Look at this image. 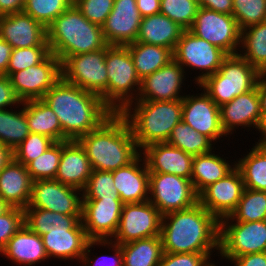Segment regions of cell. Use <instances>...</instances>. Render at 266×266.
Here are the masks:
<instances>
[{"mask_svg": "<svg viewBox=\"0 0 266 266\" xmlns=\"http://www.w3.org/2000/svg\"><path fill=\"white\" fill-rule=\"evenodd\" d=\"M105 63L108 76L107 107L113 113H121L137 100L141 80L126 46L107 45Z\"/></svg>", "mask_w": 266, "mask_h": 266, "instance_id": "6", "label": "cell"}, {"mask_svg": "<svg viewBox=\"0 0 266 266\" xmlns=\"http://www.w3.org/2000/svg\"><path fill=\"white\" fill-rule=\"evenodd\" d=\"M95 245H100L101 247L104 246L105 248L107 247V249L109 248L108 250H111L112 248L114 253L113 255H101L99 257L94 255L96 259L90 257L92 251L91 249ZM81 263L83 264L82 266H123L122 247L112 240H89L80 264Z\"/></svg>", "mask_w": 266, "mask_h": 266, "instance_id": "47", "label": "cell"}, {"mask_svg": "<svg viewBox=\"0 0 266 266\" xmlns=\"http://www.w3.org/2000/svg\"><path fill=\"white\" fill-rule=\"evenodd\" d=\"M111 172L124 204L149 201V171L141 153L131 163Z\"/></svg>", "mask_w": 266, "mask_h": 266, "instance_id": "24", "label": "cell"}, {"mask_svg": "<svg viewBox=\"0 0 266 266\" xmlns=\"http://www.w3.org/2000/svg\"><path fill=\"white\" fill-rule=\"evenodd\" d=\"M228 55L205 39L185 30L173 51V59L186 69H199V75L194 76V84H200L207 76L214 74ZM188 67V68H187ZM186 68V69H185Z\"/></svg>", "mask_w": 266, "mask_h": 266, "instance_id": "10", "label": "cell"}, {"mask_svg": "<svg viewBox=\"0 0 266 266\" xmlns=\"http://www.w3.org/2000/svg\"><path fill=\"white\" fill-rule=\"evenodd\" d=\"M106 47L66 57L61 62L62 78L71 84L99 95L107 106Z\"/></svg>", "mask_w": 266, "mask_h": 266, "instance_id": "8", "label": "cell"}, {"mask_svg": "<svg viewBox=\"0 0 266 266\" xmlns=\"http://www.w3.org/2000/svg\"><path fill=\"white\" fill-rule=\"evenodd\" d=\"M266 220V191L244 190L236 209L219 221L254 222Z\"/></svg>", "mask_w": 266, "mask_h": 266, "instance_id": "39", "label": "cell"}, {"mask_svg": "<svg viewBox=\"0 0 266 266\" xmlns=\"http://www.w3.org/2000/svg\"><path fill=\"white\" fill-rule=\"evenodd\" d=\"M149 173L174 174L191 180L194 156L167 142L154 143L141 150Z\"/></svg>", "mask_w": 266, "mask_h": 266, "instance_id": "23", "label": "cell"}, {"mask_svg": "<svg viewBox=\"0 0 266 266\" xmlns=\"http://www.w3.org/2000/svg\"><path fill=\"white\" fill-rule=\"evenodd\" d=\"M75 5L86 19L102 26L113 9L114 0H80Z\"/></svg>", "mask_w": 266, "mask_h": 266, "instance_id": "48", "label": "cell"}, {"mask_svg": "<svg viewBox=\"0 0 266 266\" xmlns=\"http://www.w3.org/2000/svg\"><path fill=\"white\" fill-rule=\"evenodd\" d=\"M201 8L232 15L233 0H198Z\"/></svg>", "mask_w": 266, "mask_h": 266, "instance_id": "53", "label": "cell"}, {"mask_svg": "<svg viewBox=\"0 0 266 266\" xmlns=\"http://www.w3.org/2000/svg\"><path fill=\"white\" fill-rule=\"evenodd\" d=\"M266 252V220L219 221V254L231 261L238 256Z\"/></svg>", "mask_w": 266, "mask_h": 266, "instance_id": "9", "label": "cell"}, {"mask_svg": "<svg viewBox=\"0 0 266 266\" xmlns=\"http://www.w3.org/2000/svg\"><path fill=\"white\" fill-rule=\"evenodd\" d=\"M80 0H69V2L72 4V5H75L76 3H78Z\"/></svg>", "mask_w": 266, "mask_h": 266, "instance_id": "61", "label": "cell"}, {"mask_svg": "<svg viewBox=\"0 0 266 266\" xmlns=\"http://www.w3.org/2000/svg\"><path fill=\"white\" fill-rule=\"evenodd\" d=\"M10 206L0 198V216L4 214Z\"/></svg>", "mask_w": 266, "mask_h": 266, "instance_id": "60", "label": "cell"}, {"mask_svg": "<svg viewBox=\"0 0 266 266\" xmlns=\"http://www.w3.org/2000/svg\"><path fill=\"white\" fill-rule=\"evenodd\" d=\"M26 120L30 133L50 137L55 142L62 141L58 117L42 99L26 101Z\"/></svg>", "mask_w": 266, "mask_h": 266, "instance_id": "33", "label": "cell"}, {"mask_svg": "<svg viewBox=\"0 0 266 266\" xmlns=\"http://www.w3.org/2000/svg\"><path fill=\"white\" fill-rule=\"evenodd\" d=\"M57 115L62 141H77L97 129L113 112L102 98L61 78L42 99Z\"/></svg>", "mask_w": 266, "mask_h": 266, "instance_id": "1", "label": "cell"}, {"mask_svg": "<svg viewBox=\"0 0 266 266\" xmlns=\"http://www.w3.org/2000/svg\"><path fill=\"white\" fill-rule=\"evenodd\" d=\"M161 0H136V6L141 17L151 16L160 13Z\"/></svg>", "mask_w": 266, "mask_h": 266, "instance_id": "54", "label": "cell"}, {"mask_svg": "<svg viewBox=\"0 0 266 266\" xmlns=\"http://www.w3.org/2000/svg\"><path fill=\"white\" fill-rule=\"evenodd\" d=\"M261 115L260 98L257 87L220 106L221 127L229 138V135H233L236 129L240 127L241 129H248V131H250L251 128L256 129Z\"/></svg>", "mask_w": 266, "mask_h": 266, "instance_id": "21", "label": "cell"}, {"mask_svg": "<svg viewBox=\"0 0 266 266\" xmlns=\"http://www.w3.org/2000/svg\"><path fill=\"white\" fill-rule=\"evenodd\" d=\"M149 194V201L162 215L199 202L192 181L174 174L149 173Z\"/></svg>", "mask_w": 266, "mask_h": 266, "instance_id": "11", "label": "cell"}, {"mask_svg": "<svg viewBox=\"0 0 266 266\" xmlns=\"http://www.w3.org/2000/svg\"><path fill=\"white\" fill-rule=\"evenodd\" d=\"M82 191L64 185L55 179L32 182L29 204L26 208L45 209L63 215L82 216Z\"/></svg>", "mask_w": 266, "mask_h": 266, "instance_id": "15", "label": "cell"}, {"mask_svg": "<svg viewBox=\"0 0 266 266\" xmlns=\"http://www.w3.org/2000/svg\"><path fill=\"white\" fill-rule=\"evenodd\" d=\"M238 54L260 73H266V21L241 30Z\"/></svg>", "mask_w": 266, "mask_h": 266, "instance_id": "34", "label": "cell"}, {"mask_svg": "<svg viewBox=\"0 0 266 266\" xmlns=\"http://www.w3.org/2000/svg\"><path fill=\"white\" fill-rule=\"evenodd\" d=\"M83 198H120L114 186L111 171L92 170L85 188Z\"/></svg>", "mask_w": 266, "mask_h": 266, "instance_id": "46", "label": "cell"}, {"mask_svg": "<svg viewBox=\"0 0 266 266\" xmlns=\"http://www.w3.org/2000/svg\"><path fill=\"white\" fill-rule=\"evenodd\" d=\"M25 0H0V16L23 12Z\"/></svg>", "mask_w": 266, "mask_h": 266, "instance_id": "56", "label": "cell"}, {"mask_svg": "<svg viewBox=\"0 0 266 266\" xmlns=\"http://www.w3.org/2000/svg\"><path fill=\"white\" fill-rule=\"evenodd\" d=\"M242 158H236L245 188L266 191V146L254 145Z\"/></svg>", "mask_w": 266, "mask_h": 266, "instance_id": "36", "label": "cell"}, {"mask_svg": "<svg viewBox=\"0 0 266 266\" xmlns=\"http://www.w3.org/2000/svg\"><path fill=\"white\" fill-rule=\"evenodd\" d=\"M209 266H216V265H215V263L212 262Z\"/></svg>", "mask_w": 266, "mask_h": 266, "instance_id": "62", "label": "cell"}, {"mask_svg": "<svg viewBox=\"0 0 266 266\" xmlns=\"http://www.w3.org/2000/svg\"><path fill=\"white\" fill-rule=\"evenodd\" d=\"M256 87L260 98L261 113L266 114V73H260Z\"/></svg>", "mask_w": 266, "mask_h": 266, "instance_id": "57", "label": "cell"}, {"mask_svg": "<svg viewBox=\"0 0 266 266\" xmlns=\"http://www.w3.org/2000/svg\"><path fill=\"white\" fill-rule=\"evenodd\" d=\"M77 141L85 149L92 170H117L141 153L131 128L120 113H113L97 129Z\"/></svg>", "mask_w": 266, "mask_h": 266, "instance_id": "3", "label": "cell"}, {"mask_svg": "<svg viewBox=\"0 0 266 266\" xmlns=\"http://www.w3.org/2000/svg\"><path fill=\"white\" fill-rule=\"evenodd\" d=\"M141 19L136 0H114L113 9L102 25L107 44L125 46L136 42Z\"/></svg>", "mask_w": 266, "mask_h": 266, "instance_id": "20", "label": "cell"}, {"mask_svg": "<svg viewBox=\"0 0 266 266\" xmlns=\"http://www.w3.org/2000/svg\"><path fill=\"white\" fill-rule=\"evenodd\" d=\"M199 5L193 0H161L160 13L183 29L189 30L195 20Z\"/></svg>", "mask_w": 266, "mask_h": 266, "instance_id": "42", "label": "cell"}, {"mask_svg": "<svg viewBox=\"0 0 266 266\" xmlns=\"http://www.w3.org/2000/svg\"><path fill=\"white\" fill-rule=\"evenodd\" d=\"M21 105L22 101L13 89L9 76L0 75V109H8L12 106L19 108Z\"/></svg>", "mask_w": 266, "mask_h": 266, "instance_id": "51", "label": "cell"}, {"mask_svg": "<svg viewBox=\"0 0 266 266\" xmlns=\"http://www.w3.org/2000/svg\"><path fill=\"white\" fill-rule=\"evenodd\" d=\"M61 154L62 141L55 142L41 156L31 161L26 167L32 181L55 179Z\"/></svg>", "mask_w": 266, "mask_h": 266, "instance_id": "40", "label": "cell"}, {"mask_svg": "<svg viewBox=\"0 0 266 266\" xmlns=\"http://www.w3.org/2000/svg\"><path fill=\"white\" fill-rule=\"evenodd\" d=\"M49 46L14 48L7 68V76L41 63L49 54Z\"/></svg>", "mask_w": 266, "mask_h": 266, "instance_id": "44", "label": "cell"}, {"mask_svg": "<svg viewBox=\"0 0 266 266\" xmlns=\"http://www.w3.org/2000/svg\"><path fill=\"white\" fill-rule=\"evenodd\" d=\"M184 31L179 24L158 13L141 19L136 42L167 47L173 52Z\"/></svg>", "mask_w": 266, "mask_h": 266, "instance_id": "29", "label": "cell"}, {"mask_svg": "<svg viewBox=\"0 0 266 266\" xmlns=\"http://www.w3.org/2000/svg\"><path fill=\"white\" fill-rule=\"evenodd\" d=\"M211 152L199 154L193 158L191 181L199 195L210 184L224 178L236 168V162L226 160L224 155ZM231 163V165H230Z\"/></svg>", "mask_w": 266, "mask_h": 266, "instance_id": "30", "label": "cell"}, {"mask_svg": "<svg viewBox=\"0 0 266 266\" xmlns=\"http://www.w3.org/2000/svg\"><path fill=\"white\" fill-rule=\"evenodd\" d=\"M230 262L234 266H266V252L238 256Z\"/></svg>", "mask_w": 266, "mask_h": 266, "instance_id": "52", "label": "cell"}, {"mask_svg": "<svg viewBox=\"0 0 266 266\" xmlns=\"http://www.w3.org/2000/svg\"><path fill=\"white\" fill-rule=\"evenodd\" d=\"M91 172L89 159L81 144L78 141H62V154L55 180L82 191Z\"/></svg>", "mask_w": 266, "mask_h": 266, "instance_id": "25", "label": "cell"}, {"mask_svg": "<svg viewBox=\"0 0 266 266\" xmlns=\"http://www.w3.org/2000/svg\"><path fill=\"white\" fill-rule=\"evenodd\" d=\"M123 266H158L164 254L160 236L120 244Z\"/></svg>", "mask_w": 266, "mask_h": 266, "instance_id": "35", "label": "cell"}, {"mask_svg": "<svg viewBox=\"0 0 266 266\" xmlns=\"http://www.w3.org/2000/svg\"><path fill=\"white\" fill-rule=\"evenodd\" d=\"M259 75L260 72L239 54L228 55L218 71L207 76L198 88L220 107L254 89Z\"/></svg>", "mask_w": 266, "mask_h": 266, "instance_id": "7", "label": "cell"}, {"mask_svg": "<svg viewBox=\"0 0 266 266\" xmlns=\"http://www.w3.org/2000/svg\"><path fill=\"white\" fill-rule=\"evenodd\" d=\"M41 238L49 259H75L79 263L89 242L85 229L50 230Z\"/></svg>", "mask_w": 266, "mask_h": 266, "instance_id": "28", "label": "cell"}, {"mask_svg": "<svg viewBox=\"0 0 266 266\" xmlns=\"http://www.w3.org/2000/svg\"><path fill=\"white\" fill-rule=\"evenodd\" d=\"M124 203L120 198H83L81 222L89 240H111Z\"/></svg>", "mask_w": 266, "mask_h": 266, "instance_id": "16", "label": "cell"}, {"mask_svg": "<svg viewBox=\"0 0 266 266\" xmlns=\"http://www.w3.org/2000/svg\"><path fill=\"white\" fill-rule=\"evenodd\" d=\"M12 50V46L0 37V75L7 76V68Z\"/></svg>", "mask_w": 266, "mask_h": 266, "instance_id": "55", "label": "cell"}, {"mask_svg": "<svg viewBox=\"0 0 266 266\" xmlns=\"http://www.w3.org/2000/svg\"><path fill=\"white\" fill-rule=\"evenodd\" d=\"M50 52L62 62L66 57L105 48L102 26L86 19L76 5H71L47 28Z\"/></svg>", "mask_w": 266, "mask_h": 266, "instance_id": "4", "label": "cell"}, {"mask_svg": "<svg viewBox=\"0 0 266 266\" xmlns=\"http://www.w3.org/2000/svg\"><path fill=\"white\" fill-rule=\"evenodd\" d=\"M0 254L18 266H35L49 261L41 236L25 224L9 239Z\"/></svg>", "mask_w": 266, "mask_h": 266, "instance_id": "26", "label": "cell"}, {"mask_svg": "<svg viewBox=\"0 0 266 266\" xmlns=\"http://www.w3.org/2000/svg\"><path fill=\"white\" fill-rule=\"evenodd\" d=\"M160 237L164 253L219 254V220L199 202L163 215Z\"/></svg>", "mask_w": 266, "mask_h": 266, "instance_id": "2", "label": "cell"}, {"mask_svg": "<svg viewBox=\"0 0 266 266\" xmlns=\"http://www.w3.org/2000/svg\"><path fill=\"white\" fill-rule=\"evenodd\" d=\"M0 37L13 49L49 46L47 29L24 12L0 16Z\"/></svg>", "mask_w": 266, "mask_h": 266, "instance_id": "22", "label": "cell"}, {"mask_svg": "<svg viewBox=\"0 0 266 266\" xmlns=\"http://www.w3.org/2000/svg\"><path fill=\"white\" fill-rule=\"evenodd\" d=\"M134 61L140 80L166 66L173 59V52L163 46L132 42L125 45Z\"/></svg>", "mask_w": 266, "mask_h": 266, "instance_id": "32", "label": "cell"}, {"mask_svg": "<svg viewBox=\"0 0 266 266\" xmlns=\"http://www.w3.org/2000/svg\"><path fill=\"white\" fill-rule=\"evenodd\" d=\"M10 81L22 102L43 99L61 78V61L50 53L41 63L12 73Z\"/></svg>", "mask_w": 266, "mask_h": 266, "instance_id": "14", "label": "cell"}, {"mask_svg": "<svg viewBox=\"0 0 266 266\" xmlns=\"http://www.w3.org/2000/svg\"><path fill=\"white\" fill-rule=\"evenodd\" d=\"M81 218L82 216L63 215L45 209H24V224L40 236L50 230L84 229Z\"/></svg>", "mask_w": 266, "mask_h": 266, "instance_id": "31", "label": "cell"}, {"mask_svg": "<svg viewBox=\"0 0 266 266\" xmlns=\"http://www.w3.org/2000/svg\"><path fill=\"white\" fill-rule=\"evenodd\" d=\"M187 74L184 68L172 59L166 66L141 80L137 100L173 101L183 99L185 93L183 94L182 87L187 79L185 78Z\"/></svg>", "mask_w": 266, "mask_h": 266, "instance_id": "19", "label": "cell"}, {"mask_svg": "<svg viewBox=\"0 0 266 266\" xmlns=\"http://www.w3.org/2000/svg\"><path fill=\"white\" fill-rule=\"evenodd\" d=\"M24 225V209L10 207L0 216V253L9 239Z\"/></svg>", "mask_w": 266, "mask_h": 266, "instance_id": "49", "label": "cell"}, {"mask_svg": "<svg viewBox=\"0 0 266 266\" xmlns=\"http://www.w3.org/2000/svg\"><path fill=\"white\" fill-rule=\"evenodd\" d=\"M213 253H164L158 266H209Z\"/></svg>", "mask_w": 266, "mask_h": 266, "instance_id": "50", "label": "cell"}, {"mask_svg": "<svg viewBox=\"0 0 266 266\" xmlns=\"http://www.w3.org/2000/svg\"><path fill=\"white\" fill-rule=\"evenodd\" d=\"M167 143L192 156L211 152L216 145L209 137L198 133L183 121L172 129Z\"/></svg>", "mask_w": 266, "mask_h": 266, "instance_id": "38", "label": "cell"}, {"mask_svg": "<svg viewBox=\"0 0 266 266\" xmlns=\"http://www.w3.org/2000/svg\"><path fill=\"white\" fill-rule=\"evenodd\" d=\"M141 151L148 145L167 142L172 129L182 121V99L136 100L121 113Z\"/></svg>", "mask_w": 266, "mask_h": 266, "instance_id": "5", "label": "cell"}, {"mask_svg": "<svg viewBox=\"0 0 266 266\" xmlns=\"http://www.w3.org/2000/svg\"><path fill=\"white\" fill-rule=\"evenodd\" d=\"M163 215L150 202L125 203L114 237L117 244H126L148 237L160 236Z\"/></svg>", "mask_w": 266, "mask_h": 266, "instance_id": "13", "label": "cell"}, {"mask_svg": "<svg viewBox=\"0 0 266 266\" xmlns=\"http://www.w3.org/2000/svg\"><path fill=\"white\" fill-rule=\"evenodd\" d=\"M189 30L197 37L223 50L227 55L239 52L241 30L233 15L199 7Z\"/></svg>", "mask_w": 266, "mask_h": 266, "instance_id": "12", "label": "cell"}, {"mask_svg": "<svg viewBox=\"0 0 266 266\" xmlns=\"http://www.w3.org/2000/svg\"><path fill=\"white\" fill-rule=\"evenodd\" d=\"M55 141L44 135L29 133L23 142L13 151V158L27 166L31 161L47 151Z\"/></svg>", "mask_w": 266, "mask_h": 266, "instance_id": "45", "label": "cell"}, {"mask_svg": "<svg viewBox=\"0 0 266 266\" xmlns=\"http://www.w3.org/2000/svg\"><path fill=\"white\" fill-rule=\"evenodd\" d=\"M245 185L235 168L227 176L206 187L199 195V203L218 220L230 216L236 209Z\"/></svg>", "mask_w": 266, "mask_h": 266, "instance_id": "18", "label": "cell"}, {"mask_svg": "<svg viewBox=\"0 0 266 266\" xmlns=\"http://www.w3.org/2000/svg\"><path fill=\"white\" fill-rule=\"evenodd\" d=\"M233 17L240 30L266 21V0H233Z\"/></svg>", "mask_w": 266, "mask_h": 266, "instance_id": "43", "label": "cell"}, {"mask_svg": "<svg viewBox=\"0 0 266 266\" xmlns=\"http://www.w3.org/2000/svg\"><path fill=\"white\" fill-rule=\"evenodd\" d=\"M182 121L215 144L228 137L220 123V107L203 90L196 95L188 94L182 99Z\"/></svg>", "mask_w": 266, "mask_h": 266, "instance_id": "17", "label": "cell"}, {"mask_svg": "<svg viewBox=\"0 0 266 266\" xmlns=\"http://www.w3.org/2000/svg\"><path fill=\"white\" fill-rule=\"evenodd\" d=\"M13 152L0 143V171L12 160Z\"/></svg>", "mask_w": 266, "mask_h": 266, "instance_id": "59", "label": "cell"}, {"mask_svg": "<svg viewBox=\"0 0 266 266\" xmlns=\"http://www.w3.org/2000/svg\"><path fill=\"white\" fill-rule=\"evenodd\" d=\"M19 109H0V143L12 152L30 133L26 120V101L22 102Z\"/></svg>", "mask_w": 266, "mask_h": 266, "instance_id": "37", "label": "cell"}, {"mask_svg": "<svg viewBox=\"0 0 266 266\" xmlns=\"http://www.w3.org/2000/svg\"><path fill=\"white\" fill-rule=\"evenodd\" d=\"M71 5L69 0H25L23 12L47 29Z\"/></svg>", "mask_w": 266, "mask_h": 266, "instance_id": "41", "label": "cell"}, {"mask_svg": "<svg viewBox=\"0 0 266 266\" xmlns=\"http://www.w3.org/2000/svg\"><path fill=\"white\" fill-rule=\"evenodd\" d=\"M257 131L260 133V139H258V142H255L256 145L260 146H266V114H262L259 124L256 128Z\"/></svg>", "mask_w": 266, "mask_h": 266, "instance_id": "58", "label": "cell"}, {"mask_svg": "<svg viewBox=\"0 0 266 266\" xmlns=\"http://www.w3.org/2000/svg\"><path fill=\"white\" fill-rule=\"evenodd\" d=\"M32 182L27 167L12 158L0 171V198L10 207L25 209L30 201Z\"/></svg>", "mask_w": 266, "mask_h": 266, "instance_id": "27", "label": "cell"}]
</instances>
